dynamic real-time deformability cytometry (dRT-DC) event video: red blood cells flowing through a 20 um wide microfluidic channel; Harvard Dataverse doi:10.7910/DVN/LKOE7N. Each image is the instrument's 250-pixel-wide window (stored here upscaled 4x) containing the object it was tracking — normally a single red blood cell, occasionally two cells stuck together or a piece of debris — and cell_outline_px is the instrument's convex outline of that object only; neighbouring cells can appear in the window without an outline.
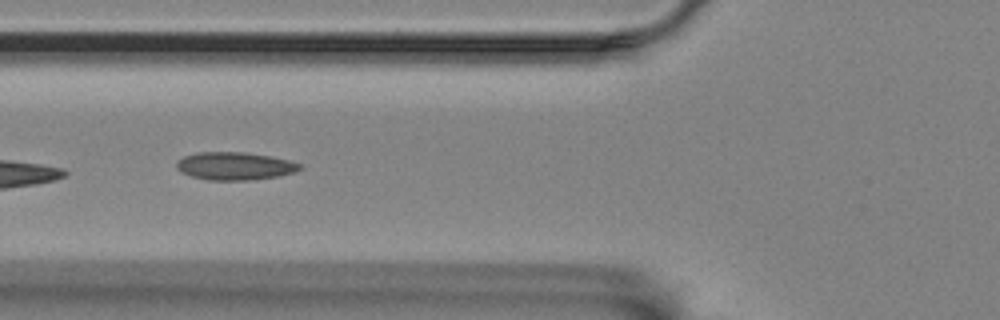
{"species": "Egyptian fruit bat (a non-hibernating species)", "species_latin": "Rousettus aegyptiacus", "temperature_condition": "room temperature", "stored_images_in_passage": 27, "camera_frame_rate_fps": 3000, "um_per_image_px": 0.085, "animal": {"sex": "female"}, "frame": {"image": 1, "passage_image": 5, "time_ms": 1.333, "image_size_px": [1000, 320], "cell_outline_px": [[304, 168], [292, 172], [276, 176], [248, 180], [208, 180], [192, 176], [180, 172], [176, 168], [176, 164], [184, 156], [200, 152], [244, 152], [268, 156], [288, 160], [300, 164]], "centroid_in_image_um": [19.93, 14.11], "position_along_channel_um": 105.9, "area_um2": 19.71}}
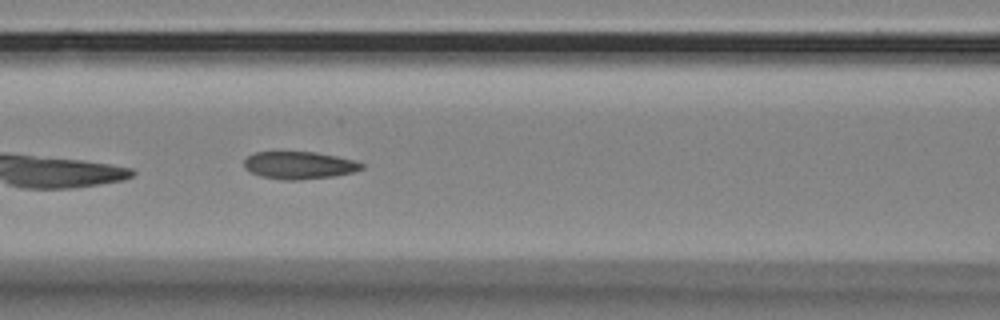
{"frame": {"image": 2, "passage_image": 8, "time_ms": 2.333, "image_size_px": [1000, 320], "cell_outline_px": [[364, 168], [352, 172], [336, 176], [300, 180], [284, 180], [260, 176], [244, 168], [244, 160], [248, 156], [256, 152], [312, 152], [336, 156], [352, 160], [364, 164]], "centroid_in_image_um": [25.42, 14.05], "position_along_channel_um": 141.2, "area_um2": 18.73}}